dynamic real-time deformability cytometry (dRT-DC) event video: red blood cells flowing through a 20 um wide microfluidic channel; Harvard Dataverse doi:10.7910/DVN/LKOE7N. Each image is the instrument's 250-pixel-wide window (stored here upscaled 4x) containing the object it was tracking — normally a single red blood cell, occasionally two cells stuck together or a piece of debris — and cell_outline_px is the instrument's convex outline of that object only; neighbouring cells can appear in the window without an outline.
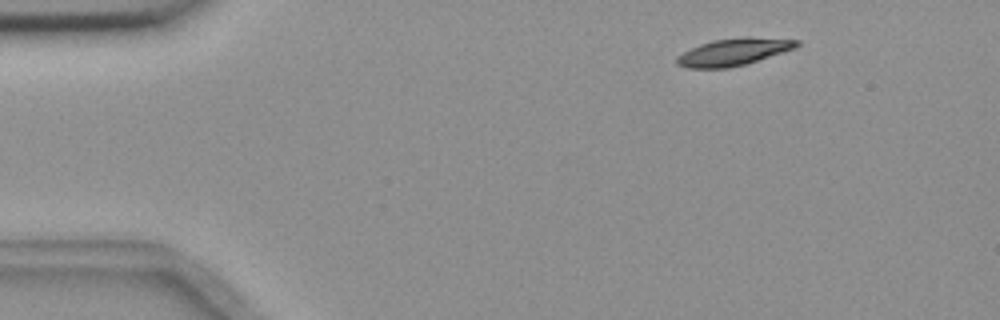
{"species": "common noctule bat (a hibernating species)", "species_latin": "Nyctalus noctula", "temperature_condition": "room temperature", "stored_images_in_passage": 50, "camera_frame_rate_fps": 3000, "um_per_image_px": 0.085, "animal": {"sex": "female", "body_mass_g": 18.4}, "frame": {"image": 1, "passage_image": 2, "time_ms": 0.333, "image_size_px": [1000, 320], "cell_outline_px": [[800, 44], [796, 48], [744, 64], [728, 68], [688, 68], [676, 64], [676, 56], [700, 44], [712, 40], [748, 36], [800, 40]], "centroid_in_image_um": [62.36, 4.4], "position_along_channel_um": 22.6, "area_um2": 18.9}}
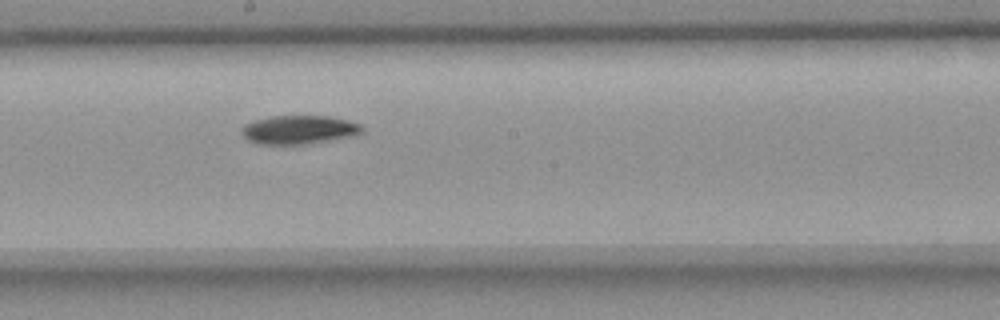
{"frame": {"image": 2, "passage_image": 25, "time_ms": 8.0, "image_size_px": [1000, 320], "cell_outline_px": [[364, 132], [356, 136], [304, 144], [256, 144], [240, 136], [240, 128], [244, 124], [252, 120], [272, 116], [332, 116], [348, 120], [360, 124], [364, 128]], "centroid_in_image_um": [25.39, 11.02], "position_along_channel_um": 222.8, "area_um2": 20.58}}
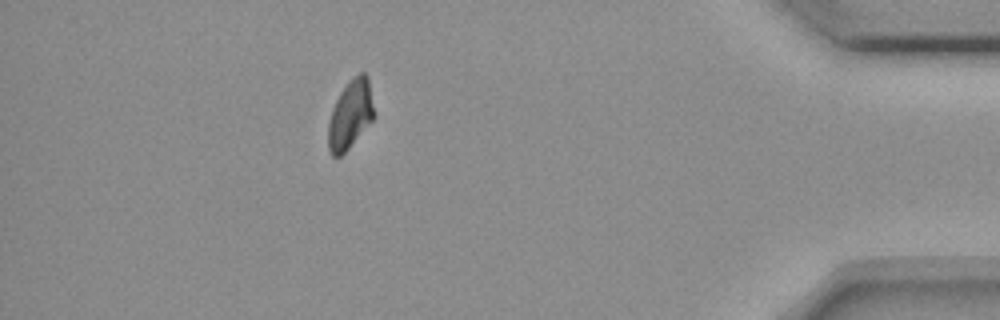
{"frame": {"image": 3, "passage_image": 44, "time_ms": 14.333, "image_size_px": [1000, 320], "cell_outline_px": [[376, 116], [348, 148], [340, 156], [332, 156], [328, 148], [328, 124], [332, 108], [340, 92], [352, 76], [360, 72], [364, 72], [368, 76], [376, 112]], "centroid_in_image_um": [29.8, 9.69], "position_along_channel_um": 405.4, "area_um2": 18.55}, "authors_computed_cell_mechanics": {"area_um2": 19.5364, "velocity_mm_per_s": 3.6415, "shape_relaxation_time_tau1_ms": 3.8018, "shape_relaxation_time_tau2_ms": null, "deformation_change_tau1": 0.1317, "deformation_change_tau2": null}}